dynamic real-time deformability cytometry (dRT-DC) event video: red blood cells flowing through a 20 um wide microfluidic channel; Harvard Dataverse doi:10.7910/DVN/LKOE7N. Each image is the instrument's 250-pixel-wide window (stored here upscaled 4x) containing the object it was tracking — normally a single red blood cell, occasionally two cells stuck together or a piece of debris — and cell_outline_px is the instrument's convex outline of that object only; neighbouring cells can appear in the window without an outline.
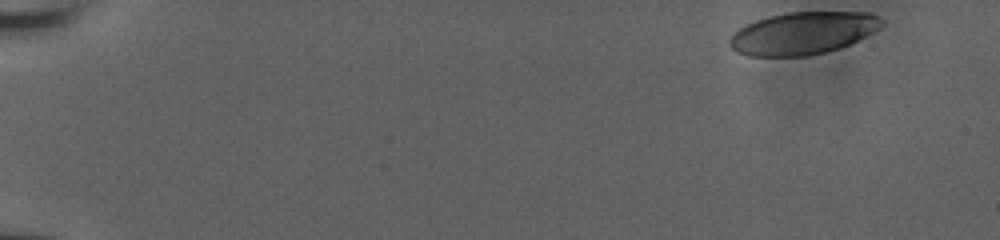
{"species": "human", "species_latin": "Homo sapiens", "temperature_condition": "room temperature", "stored_images_in_passage": 47, "camera_frame_rate_fps": 3000, "um_per_image_px": 0.085, "donor": {"sex": "male"}, "frame": {"image": 1, "passage_image": 1, "time_ms": 0.0, "image_size_px": [1000, 240], "cell_outline_px": [[884, 24], [880, 28], [840, 48], [824, 52], [804, 56], [748, 56], [736, 52], [728, 44], [728, 40], [740, 28], [756, 20], [768, 16], [788, 12], [868, 12], [880, 16], [884, 20]], "centroid_in_image_um": [68.25, 2.81], "position_along_channel_um": 16.8, "area_um2": 37.45}}
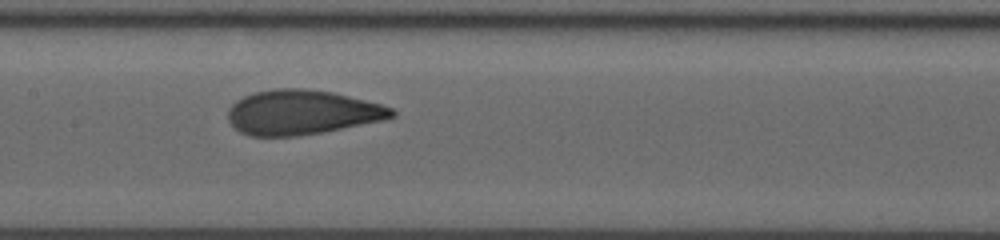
{"frame": {"image": 2, "passage_image": 27, "time_ms": 8.667, "image_size_px": [1000, 240], "cell_outline_px": [[396, 116], [384, 120], [320, 132], [296, 136], [252, 136], [240, 132], [228, 120], [228, 108], [236, 100], [244, 96], [256, 92], [276, 88], [304, 88], [332, 92], [380, 104], [392, 108], [396, 112]], "centroid_in_image_um": [25.65, 9.54], "position_along_channel_um": 181.8, "area_um2": 42.31}}
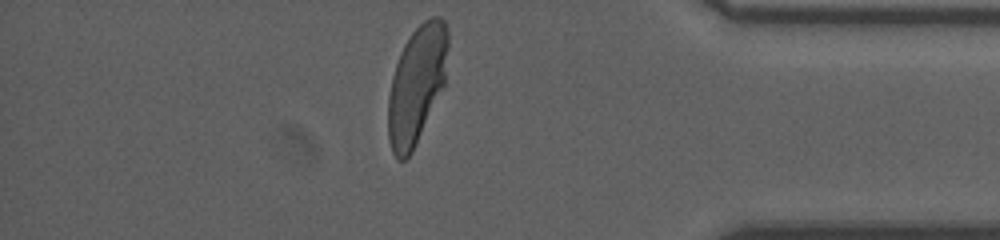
{"frame": {"image": 3, "passage_image": 46, "time_ms": 15.0, "image_size_px": [1000, 240], "cell_outline_px": [[448, 48], [444, 84], [412, 152], [404, 160], [396, 160], [392, 152], [388, 140], [388, 96], [392, 76], [400, 52], [404, 44], [412, 32], [424, 20], [432, 16], [440, 16], [444, 20], [448, 28]], "centroid_in_image_um": [35.41, 7.18], "position_along_channel_um": 399.8, "area_um2": 40.98}, "authors_computed_cell_mechanics": {"area_um2": 42.194, "velocity_mm_per_s": 3.8071, "shape_relaxation_time_tau1_ms": 6.4174, "shape_relaxation_time_tau2_ms": null, "deformation_change_tau1": 0.2198, "deformation_change_tau2": null}}